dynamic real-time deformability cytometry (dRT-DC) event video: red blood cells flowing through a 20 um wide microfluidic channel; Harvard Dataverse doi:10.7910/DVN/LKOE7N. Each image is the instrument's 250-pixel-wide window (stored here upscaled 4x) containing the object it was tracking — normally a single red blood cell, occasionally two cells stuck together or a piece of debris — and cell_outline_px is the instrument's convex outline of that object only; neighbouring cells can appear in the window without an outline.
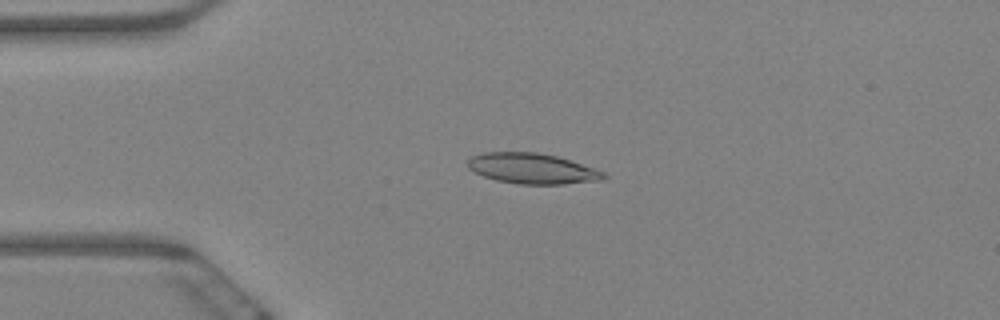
{"species": "Egyptian fruit bat (a non-hibernating species)", "species_latin": "Rousettus aegyptiacus", "temperature_condition": "warm", "stored_images_in_passage": 61, "camera_frame_rate_fps": 3000, "um_per_image_px": 0.085, "animal": {"sex": "female"}, "frame": {"image": 1, "passage_image": 13, "time_ms": 4.0, "image_size_px": [1000, 320], "cell_outline_px": [[608, 176], [600, 180], [564, 184], [520, 184], [496, 180], [484, 176], [468, 168], [468, 160], [472, 156], [484, 152], [536, 152], [556, 156], [596, 168], [604, 172]], "centroid_in_image_um": [45.25, 14.32], "position_along_channel_um": 39.7, "area_um2": 24.04}}
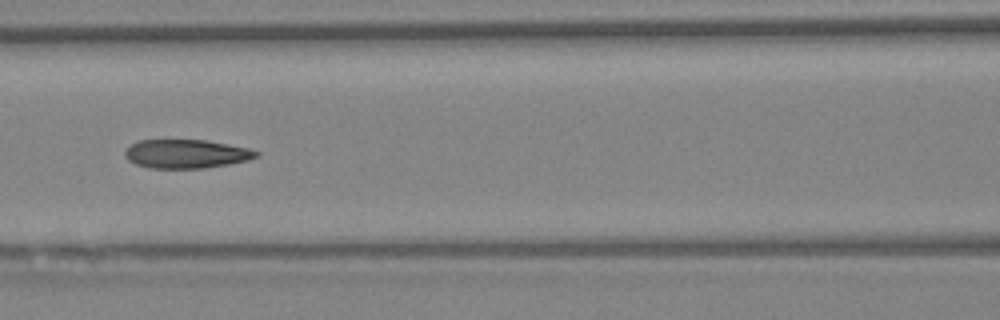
{"frame": {"image": 2, "passage_image": 26, "time_ms": 8.333, "image_size_px": [1000, 320], "cell_outline_px": [[260, 156], [248, 160], [228, 164], [204, 168], [148, 168], [136, 164], [128, 160], [124, 156], [124, 152], [132, 144], [140, 140], [204, 140], [228, 144], [248, 148], [260, 152]], "centroid_in_image_um": [15.84, 13.08], "position_along_channel_um": 150.8, "area_um2": 21.96}}
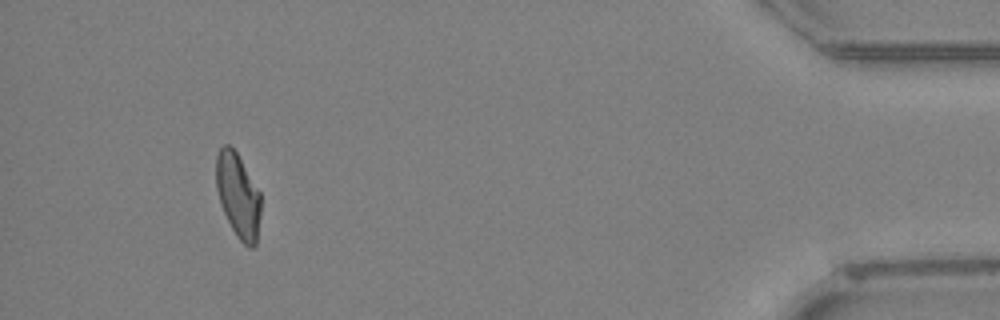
{"frame": {"image": 3, "passage_image": 57, "time_ms": 18.667, "image_size_px": [1000, 320], "cell_outline_px": [[260, 216], [256, 244], [252, 248], [248, 248], [236, 236], [220, 204], [216, 188], [216, 156], [220, 148], [224, 144], [228, 144], [236, 152], [260, 192]], "centroid_in_image_um": [20.23, 16.63], "position_along_channel_um": 415.0, "area_um2": 21.85}, "authors_computed_cell_mechanics": {"area_um2": 22.9466, "velocity_mm_per_s": 3.2052, "shape_relaxation_time_tau1_ms": 8.6031, "shape_relaxation_time_tau2_ms": 2.5547, "deformation_change_tau1": 0.1994, "deformation_change_tau2": 0.0835}}